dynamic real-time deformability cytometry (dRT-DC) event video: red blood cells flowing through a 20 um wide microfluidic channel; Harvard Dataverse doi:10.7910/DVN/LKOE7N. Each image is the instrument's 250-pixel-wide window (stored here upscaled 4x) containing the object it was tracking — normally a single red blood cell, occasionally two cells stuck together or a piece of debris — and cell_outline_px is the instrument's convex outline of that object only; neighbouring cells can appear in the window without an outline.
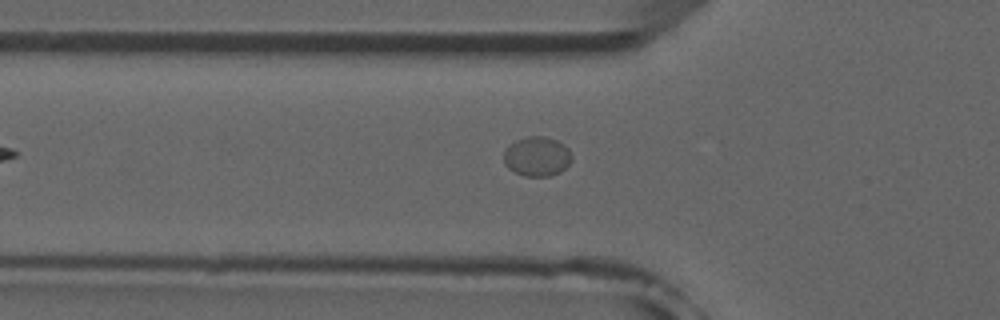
{"species": "common noctule bat (a hibernating species)", "species_latin": "Nyctalus noctula", "temperature_condition": "room temperature", "stored_images_in_passage": 4, "camera_frame_rate_fps": 3000, "um_per_image_px": 0.085, "animal": {"sex": "male", "forearm_length_mm": 52.5}, "frame": {"image": 1, "passage_image": 3, "time_ms": 2.333, "image_size_px": [1000, 320], "cell_outline_px": [[572, 160], [560, 172], [548, 176], [524, 176], [508, 168], [504, 164], [504, 152], [508, 144], [516, 140], [528, 136], [544, 136], [556, 140], [564, 144], [568, 148], [572, 156]], "centroid_in_image_um": [45.64, 13.29], "position_along_channel_um": 80.2, "area_um2": 15.72}}
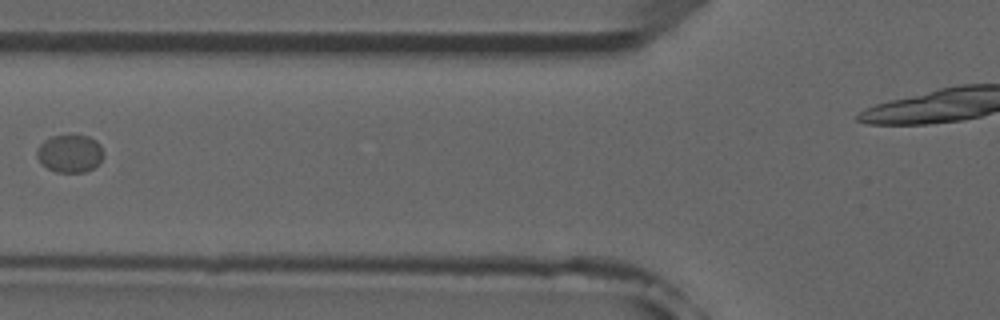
{"frame": {"image": 2, "passage_image": 4, "time_ms": 3.333, "image_size_px": [1000, 320], "cell_outline_px": [[104, 156], [100, 164], [84, 172], [56, 172], [40, 164], [36, 156], [36, 148], [44, 140], [52, 136], [88, 136], [96, 140], [100, 144], [104, 152]], "centroid_in_image_um": [5.94, 13.06], "position_along_channel_um": 119.9, "area_um2": 14.85}}